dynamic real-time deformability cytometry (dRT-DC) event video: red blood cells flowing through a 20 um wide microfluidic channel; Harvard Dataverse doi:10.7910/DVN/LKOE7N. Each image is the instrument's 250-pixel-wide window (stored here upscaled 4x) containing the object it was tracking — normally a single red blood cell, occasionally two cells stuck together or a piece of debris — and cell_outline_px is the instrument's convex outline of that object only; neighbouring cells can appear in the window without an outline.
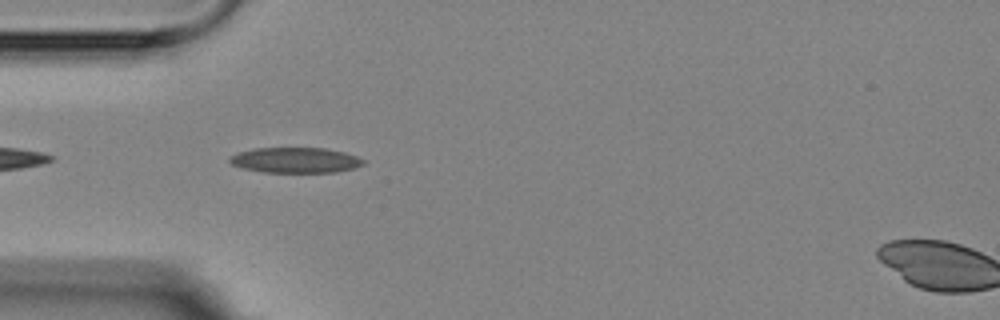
{"species": "Egyptian fruit bat (a non-hibernating species)", "species_latin": "Rousettus aegyptiacus", "temperature_condition": "room temperature", "stored_images_in_passage": 3, "camera_frame_rate_fps": 3000, "um_per_image_px": 0.085, "animal": {"sex": "female"}, "frame": {"image": 1, "passage_image": 2, "time_ms": 1.333, "image_size_px": [1000, 320], "cell_outline_px": [[364, 164], [356, 168], [336, 172], [264, 172], [244, 168], [232, 164], [228, 160], [228, 156], [236, 152], [252, 148], [324, 148], [344, 152], [356, 156], [364, 160]], "centroid_in_image_um": [25.08, 13.61], "position_along_channel_um": 59.9, "area_um2": 19.88}}
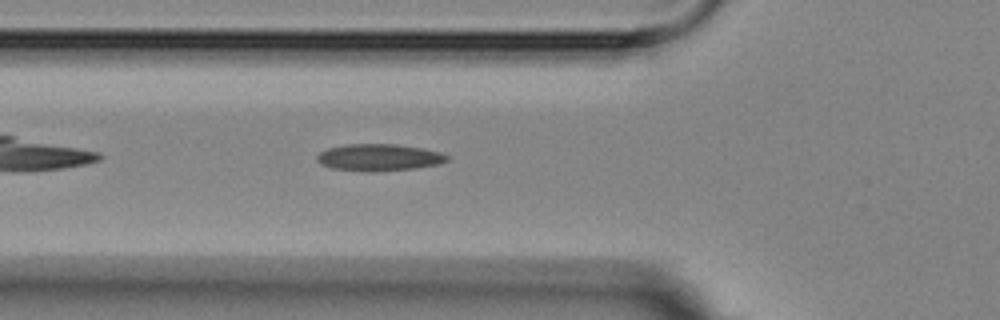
{"frame": {"image": 2, "passage_image": 3, "time_ms": 2.333, "image_size_px": [1000, 320], "cell_outline_px": [[448, 160], [440, 164], [416, 168], [332, 168], [320, 164], [316, 160], [316, 156], [320, 152], [328, 148], [348, 144], [396, 144], [420, 148], [440, 152], [448, 156]], "centroid_in_image_um": [32.23, 13.32], "position_along_channel_um": 93.6, "area_um2": 19.13}}